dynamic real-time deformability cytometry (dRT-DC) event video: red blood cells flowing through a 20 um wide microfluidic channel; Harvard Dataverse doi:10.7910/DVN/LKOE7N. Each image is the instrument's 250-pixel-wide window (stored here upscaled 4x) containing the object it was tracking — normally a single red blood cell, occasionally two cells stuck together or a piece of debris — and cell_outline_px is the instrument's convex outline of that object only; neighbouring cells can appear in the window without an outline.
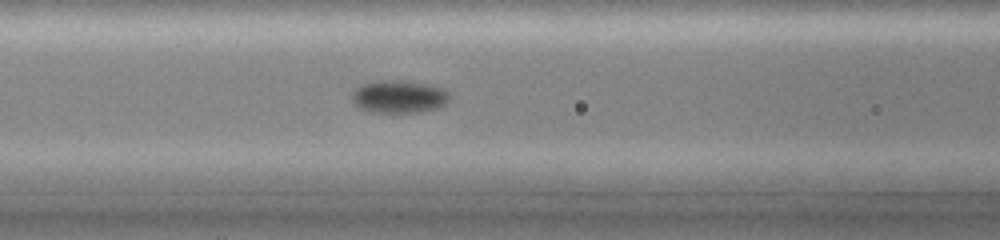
{"species": "common noctule bat (a hibernating species)", "species_latin": "Nyctalus noctula", "temperature_condition": "cold", "stored_images_in_passage": 47, "camera_frame_rate_fps": 3000, "um_per_image_px": 0.085, "animal": {"sex": "female", "body_mass_g": 19.0, "forearm_length_mm": 51.5}, "frame": {"image": 1, "passage_image": 19, "time_ms": 6.0, "image_size_px": [1000, 240], "cell_outline_px": [[452, 96], [444, 104], [436, 108], [416, 112], [368, 112], [360, 108], [352, 100], [352, 92], [360, 84], [376, 80], [400, 80], [432, 84], [444, 88]], "centroid_in_image_um": [33.91, 8.19], "position_along_channel_um": 132.7, "area_um2": 18.84}}
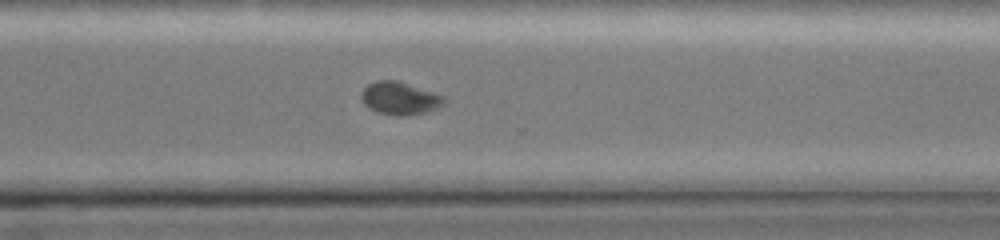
{"frame": {"image": 2, "passage_image": 34, "time_ms": 11.0, "image_size_px": [1000, 240], "cell_outline_px": [[448, 100], [444, 104], [436, 108], [424, 112], [400, 116], [396, 116], [376, 112], [368, 108], [364, 104], [360, 96], [360, 92], [368, 84], [376, 80], [396, 80], [444, 96]], "centroid_in_image_um": [33.94, 8.35], "position_along_channel_um": 336.7, "area_um2": 15.78}}
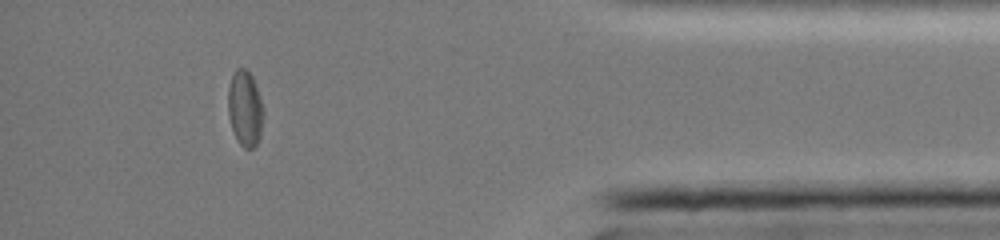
{"frame": {"image": 3, "passage_image": 42, "time_ms": 13.667, "image_size_px": [1000, 240], "cell_outline_px": [[264, 116], [260, 136], [256, 144], [252, 148], [244, 148], [240, 144], [232, 128], [228, 116], [228, 88], [232, 72], [236, 68], [244, 68], [252, 76], [264, 112]], "centroid_in_image_um": [20.81, 9.21], "position_along_channel_um": 414.4, "area_um2": 15.49}}